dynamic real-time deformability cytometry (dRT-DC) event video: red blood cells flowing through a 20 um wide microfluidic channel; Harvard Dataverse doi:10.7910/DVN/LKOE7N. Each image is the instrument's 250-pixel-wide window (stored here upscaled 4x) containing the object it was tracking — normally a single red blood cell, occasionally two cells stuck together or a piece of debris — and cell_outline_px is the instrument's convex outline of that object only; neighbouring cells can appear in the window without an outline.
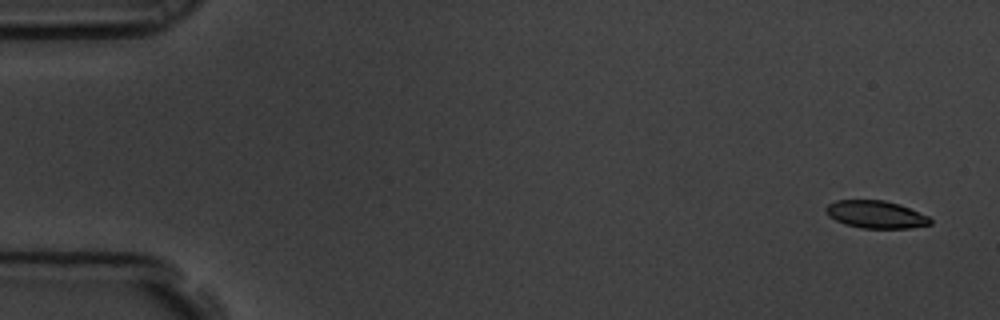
{"species": "common noctule bat (a hibernating species)", "species_latin": "Nyctalus noctula", "temperature_condition": "room temperature", "stored_images_in_passage": 15, "camera_frame_rate_fps": 3000, "um_per_image_px": 0.085, "animal": {"sex": "male", "body_mass_g": 19.5, "forearm_length_mm": 54.6}, "frame": {"image": 1, "passage_image": 1, "time_ms": 0.0, "image_size_px": [1000, 320], "cell_outline_px": [[932, 224], [908, 228], [860, 228], [844, 224], [828, 216], [824, 212], [824, 208], [828, 204], [836, 200], [884, 200], [900, 204], [928, 216], [932, 220]], "centroid_in_image_um": [74.41, 18.22], "position_along_channel_um": 10.6, "area_um2": 16.88}}
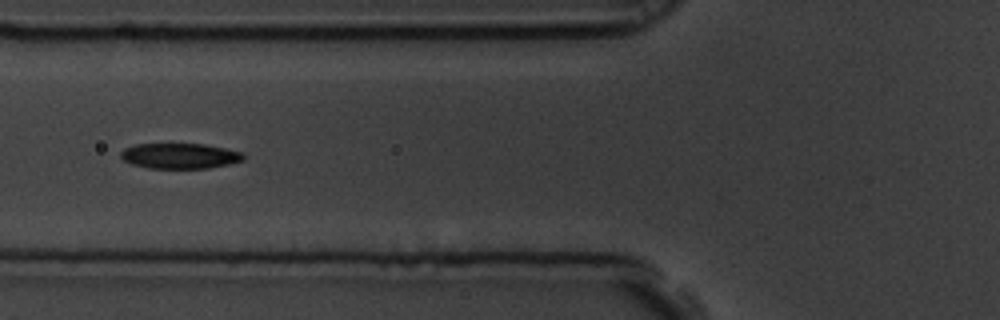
{"frame": {"image": 2, "passage_image": 6, "time_ms": 1.667, "image_size_px": [1000, 320], "cell_outline_px": [[244, 160], [228, 164], [208, 168], [148, 168], [132, 164], [124, 160], [120, 156], [120, 152], [124, 148], [136, 144], [204, 144], [244, 152]], "centroid_in_image_um": [15.29, 13.25], "position_along_channel_um": 110.5, "area_um2": 18.15}}
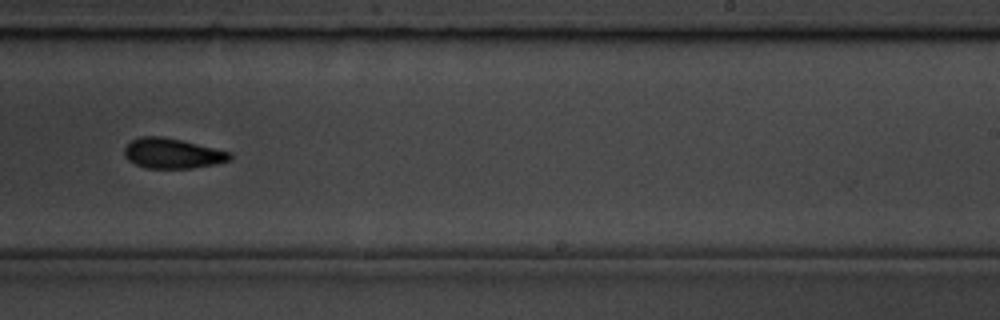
{"frame": {"image": 3, "passage_image": 10, "time_ms": 3.0, "image_size_px": [1000, 320], "cell_outline_px": [[232, 156], [228, 160], [216, 164], [192, 168], [148, 168], [136, 164], [128, 160], [124, 156], [124, 148], [132, 140], [140, 136], [164, 136], [232, 152]], "centroid_in_image_um": [14.64, 13.03], "position_along_channel_um": 274.4, "area_um2": 18.5}}